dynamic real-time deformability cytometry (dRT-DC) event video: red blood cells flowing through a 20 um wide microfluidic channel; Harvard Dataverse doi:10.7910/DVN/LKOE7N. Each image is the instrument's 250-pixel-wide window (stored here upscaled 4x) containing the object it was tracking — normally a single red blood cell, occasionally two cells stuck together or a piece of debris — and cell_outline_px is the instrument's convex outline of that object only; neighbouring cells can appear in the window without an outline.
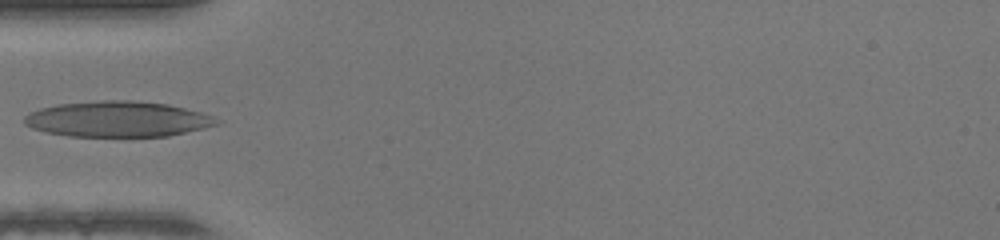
{"species": "human", "species_latin": "Homo sapiens", "temperature_condition": "warm", "stored_images_in_passage": 32, "camera_frame_rate_fps": 3000, "um_per_image_px": 0.085, "donor": {"sex": "female"}, "frame": {"image": 1, "passage_image": 1, "time_ms": 0.0, "image_size_px": [1000, 240], "cell_outline_px": [[224, 120], [220, 124], [204, 128], [168, 136], [68, 136], [48, 132], [32, 128], [24, 124], [24, 116], [28, 112], [40, 108], [56, 104], [104, 100], [132, 100], [168, 104], [200, 112]], "centroid_in_image_um": [10.01, 10.12], "position_along_channel_um": 75.0, "area_um2": 40.06}}